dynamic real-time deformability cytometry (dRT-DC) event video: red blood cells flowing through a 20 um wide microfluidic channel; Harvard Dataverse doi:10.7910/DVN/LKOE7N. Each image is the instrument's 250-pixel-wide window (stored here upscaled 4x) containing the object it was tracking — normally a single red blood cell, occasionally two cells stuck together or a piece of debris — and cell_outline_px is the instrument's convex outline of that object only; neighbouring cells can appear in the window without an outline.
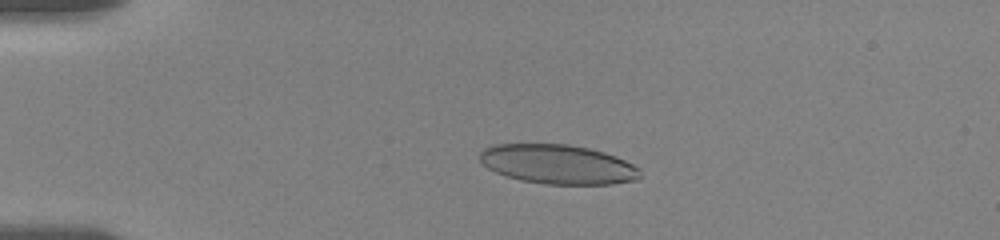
{"species": "human", "species_latin": "Homo sapiens", "temperature_condition": "room temperature", "stored_images_in_passage": 14, "camera_frame_rate_fps": 3000, "um_per_image_px": 0.085, "donor": {"sex": "female"}, "frame": {"image": 1, "passage_image": 8, "time_ms": 4.0, "image_size_px": [1000, 240], "cell_outline_px": [[640, 176], [636, 180], [612, 184], [544, 184], [520, 180], [496, 172], [488, 168], [480, 160], [480, 152], [484, 148], [492, 144], [568, 144], [588, 148], [604, 152], [616, 156], [640, 168]], "centroid_in_image_um": [47.42, 13.96], "position_along_channel_um": 37.6, "area_um2": 36.76}}
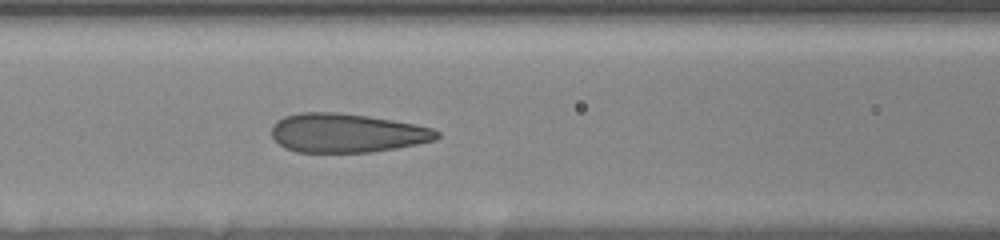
{"frame": {"image": 2, "passage_image": 14, "time_ms": 8.0, "image_size_px": [1000, 240], "cell_outline_px": [[440, 136], [436, 140], [396, 148], [372, 152], [296, 152], [284, 148], [272, 136], [272, 124], [276, 120], [284, 116], [300, 112], [336, 112], [368, 116], [416, 124], [432, 128], [440, 132]], "centroid_in_image_um": [29.47, 11.3], "position_along_channel_um": 137.1, "area_um2": 37.69}}